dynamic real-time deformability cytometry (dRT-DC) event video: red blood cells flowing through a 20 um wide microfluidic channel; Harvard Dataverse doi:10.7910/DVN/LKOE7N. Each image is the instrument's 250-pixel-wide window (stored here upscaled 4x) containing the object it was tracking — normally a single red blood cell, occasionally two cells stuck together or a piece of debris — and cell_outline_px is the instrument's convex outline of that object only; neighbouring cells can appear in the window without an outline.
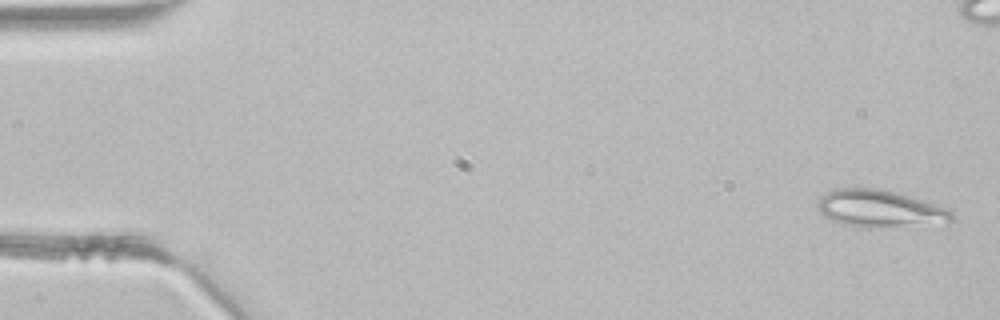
{"species": "common noctule bat (a hibernating species)", "species_latin": "Nyctalus noctula", "temperature_condition": "room temperature", "stored_images_in_passage": 3, "camera_frame_rate_fps": 3000, "um_per_image_px": 0.085, "animal": {"sex": "male", "body_mass_g": 21.5, "forearm_length_mm": 52.0}, "frame": {"image": 1, "passage_image": 3, "time_ms": 0.667, "image_size_px": [1000, 320], "cell_outline_px": [[952, 220], [948, 224], [868, 228], [856, 228], [840, 224], [824, 216], [816, 208], [820, 196], [836, 188], [880, 188], [924, 200], [948, 208], [952, 212]], "centroid_in_image_um": [74.8, 17.76], "position_along_channel_um": 10.2, "area_um2": 29.71}}